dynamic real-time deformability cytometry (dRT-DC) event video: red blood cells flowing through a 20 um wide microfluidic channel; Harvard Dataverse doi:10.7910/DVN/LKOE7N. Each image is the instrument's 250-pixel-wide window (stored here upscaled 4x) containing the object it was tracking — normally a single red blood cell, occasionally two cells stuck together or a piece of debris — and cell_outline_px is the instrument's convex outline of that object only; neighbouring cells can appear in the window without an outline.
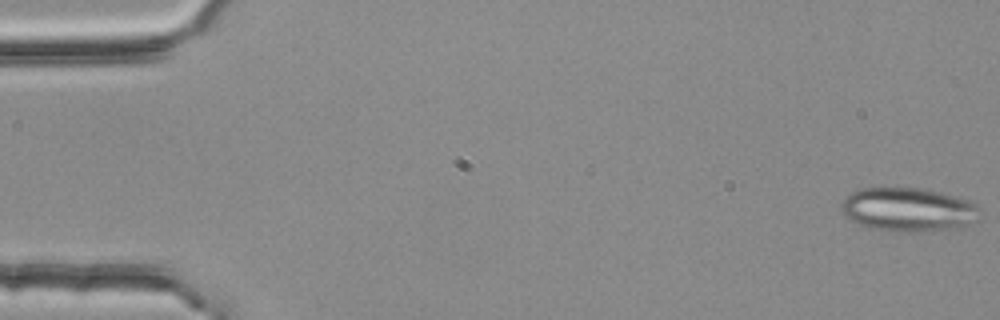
{"species": "common noctule bat (a hibernating species)", "species_latin": "Nyctalus noctula", "temperature_condition": "room temperature", "stored_images_in_passage": 54, "camera_frame_rate_fps": 3000, "um_per_image_px": 0.085, "animal": {"sex": "female", "body_mass_g": 25.1}, "frame": {"image": 1, "passage_image": 1, "time_ms": 0.0, "image_size_px": [1000, 320], "cell_outline_px": [[980, 208], [976, 220], [964, 228], [928, 232], [888, 232], [856, 224], [840, 208], [840, 204], [844, 196], [860, 188], [916, 188], [940, 192], [956, 196], [968, 200], [976, 204]], "centroid_in_image_um": [77.22, 17.84], "position_along_channel_um": 7.8, "area_um2": 35.95}}
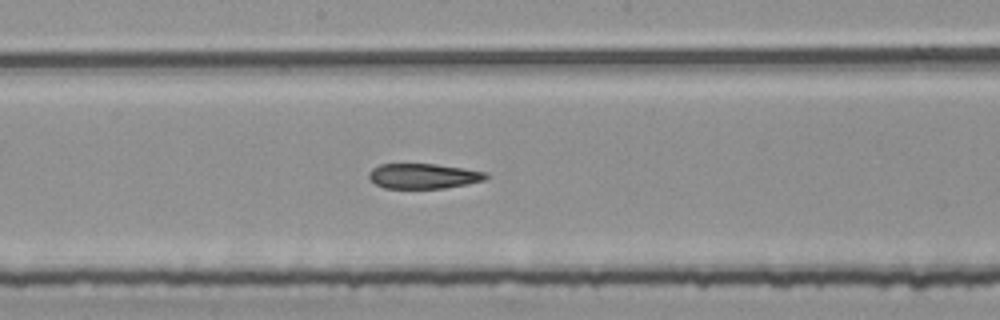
{"frame": {"image": 2, "passage_image": 29, "time_ms": 9.333, "image_size_px": [1000, 320], "cell_outline_px": [[488, 176], [484, 180], [468, 184], [444, 188], [384, 188], [376, 184], [368, 176], [368, 172], [372, 168], [380, 164], [436, 164], [464, 168], [488, 172]], "centroid_in_image_um": [36.0, 14.96], "position_along_channel_um": 212.2, "area_um2": 17.17}}
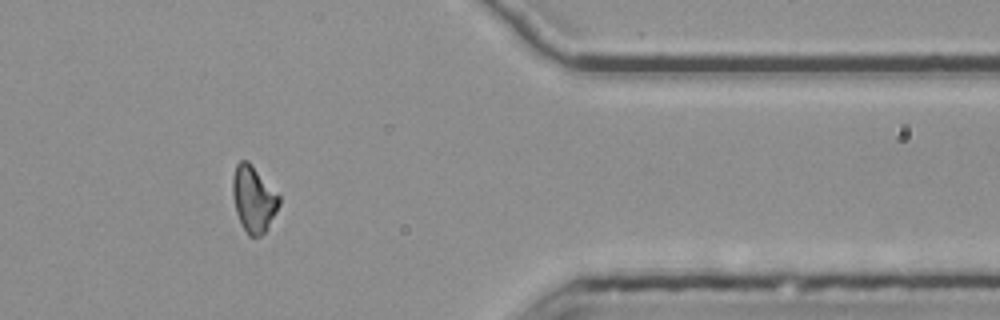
{"frame": {"image": 3, "passage_image": 45, "time_ms": 14.667, "image_size_px": [1000, 320], "cell_outline_px": [[280, 204], [268, 228], [260, 236], [248, 236], [240, 224], [236, 212], [232, 196], [232, 176], [236, 164], [240, 160], [248, 160], [252, 164], [280, 196]], "centroid_in_image_um": [21.53, 16.91], "position_along_channel_um": 389.9, "area_um2": 18.15}, "authors_computed_cell_mechanics": {"area_um2": 18.5249, "velocity_mm_per_s": 3.7779, "shape_relaxation_time_tau1_ms": null, "shape_relaxation_time_tau2_ms": 4.3246, "deformation_change_tau1": null, "deformation_change_tau2": 0.1417}}